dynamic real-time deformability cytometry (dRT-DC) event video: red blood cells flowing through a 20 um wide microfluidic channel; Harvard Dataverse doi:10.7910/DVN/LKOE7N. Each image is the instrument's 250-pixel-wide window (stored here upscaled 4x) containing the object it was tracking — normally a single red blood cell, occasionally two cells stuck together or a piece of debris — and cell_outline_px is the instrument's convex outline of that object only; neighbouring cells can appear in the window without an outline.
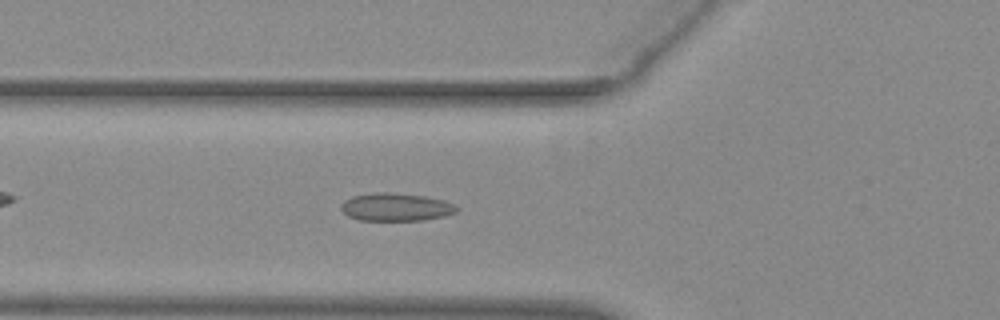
{"species": "common noctule bat (a hibernating species)", "species_latin": "Nyctalus noctula", "temperature_condition": "warm", "stored_images_in_passage": 32, "camera_frame_rate_fps": 3000, "um_per_image_px": 0.085, "animal": {"sex": "female", "body_mass_g": 29.2, "forearm_length_mm": 56.3}, "frame": {"image": 1, "passage_image": 10, "time_ms": 3.0, "image_size_px": [1000, 320], "cell_outline_px": [[456, 212], [444, 216], [420, 220], [356, 220], [348, 216], [340, 208], [340, 204], [344, 200], [352, 196], [376, 192], [388, 192], [424, 196], [444, 200], [452, 204], [456, 208]], "centroid_in_image_um": [33.58, 17.6], "position_along_channel_um": 92.2, "area_um2": 18.67}}
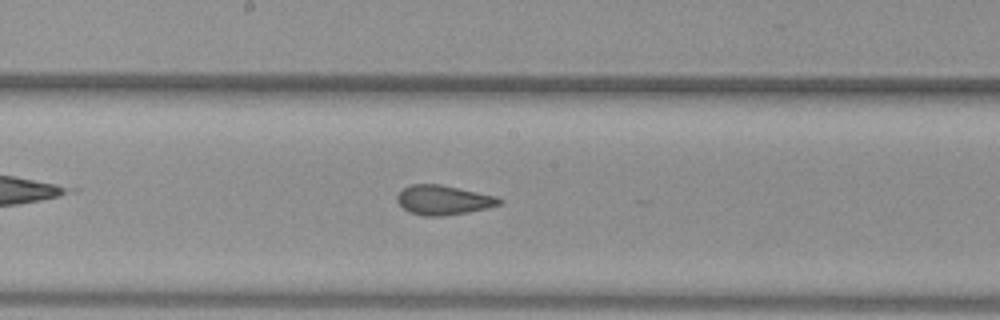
{"frame": {"image": 2, "passage_image": 19, "time_ms": 6.0, "image_size_px": [1000, 320], "cell_outline_px": [[504, 200], [500, 204], [488, 208], [468, 212], [444, 216], [424, 216], [408, 212], [396, 200], [396, 196], [404, 188], [412, 184], [440, 184], [496, 196]], "centroid_in_image_um": [37.69, 17.01], "position_along_channel_um": 210.5, "area_um2": 17.57}}
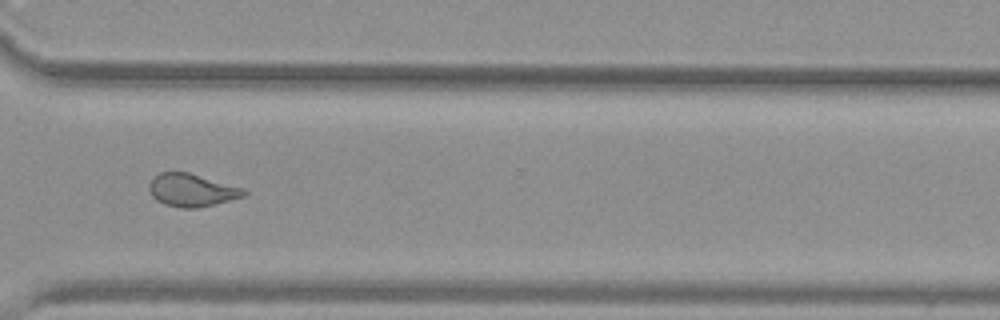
{"frame": {"image": 3, "passage_image": 30, "time_ms": 9.667, "image_size_px": [1000, 320], "cell_outline_px": [[248, 192], [244, 196], [196, 208], [180, 208], [164, 204], [156, 200], [152, 196], [148, 188], [148, 184], [152, 176], [160, 172], [188, 172], [244, 188]], "centroid_in_image_um": [16.25, 16.15], "position_along_channel_um": 354.4, "area_um2": 18.09}, "authors_computed_cell_mechanics": {"area_um2": 17.9469, "velocity_mm_per_s": 3.9296, "shape_relaxation_time_tau1_ms": null, "shape_relaxation_time_tau2_ms": 1.1915, "deformation_change_tau1": null, "deformation_change_tau2": 0.0797}}